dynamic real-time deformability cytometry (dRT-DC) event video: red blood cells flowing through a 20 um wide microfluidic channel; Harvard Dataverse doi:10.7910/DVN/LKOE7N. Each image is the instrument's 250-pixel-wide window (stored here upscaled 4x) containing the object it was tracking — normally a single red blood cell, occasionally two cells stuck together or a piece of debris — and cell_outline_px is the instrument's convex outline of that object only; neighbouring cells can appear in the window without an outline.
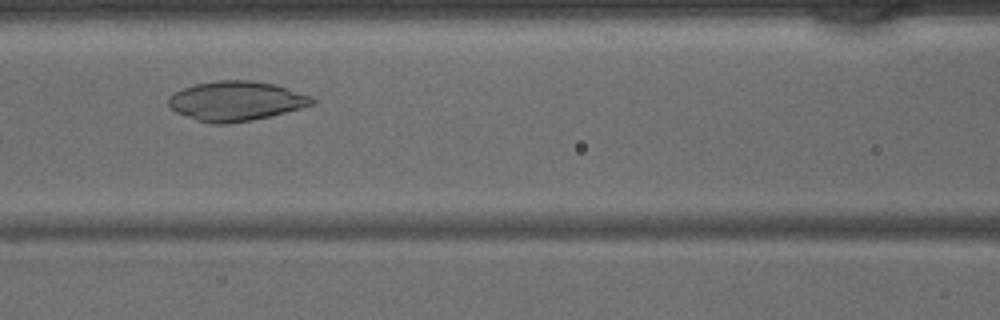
{"species": "common noctule bat (a hibernating species)", "species_latin": "Nyctalus noctula", "temperature_condition": "warm", "stored_images_in_passage": 36, "camera_frame_rate_fps": 3000, "um_per_image_px": 0.085, "animal": {"sex": "male", "body_mass_g": 15.6}, "frame": {"image": 1, "passage_image": 12, "time_ms": 3.667, "image_size_px": [1000, 320], "cell_outline_px": [[316, 104], [268, 116], [228, 124], [212, 124], [196, 120], [176, 112], [168, 104], [168, 96], [184, 88], [196, 84], [216, 80], [252, 80], [272, 84], [312, 96], [316, 100]], "centroid_in_image_um": [20.05, 8.58], "position_along_channel_um": 146.6, "area_um2": 32.83}}
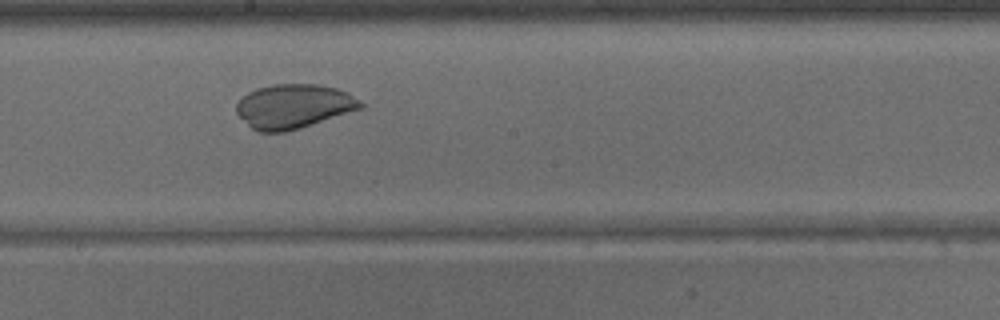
{"frame": {"image": 2, "passage_image": 17, "time_ms": 5.333, "image_size_px": [1000, 320], "cell_outline_px": [[364, 108], [300, 128], [284, 132], [260, 132], [252, 128], [236, 112], [236, 104], [248, 92], [256, 88], [272, 84], [316, 84], [336, 88], [348, 92], [360, 100], [364, 104]], "centroid_in_image_um": [24.99, 9.03], "position_along_channel_um": 223.2, "area_um2": 32.02}}
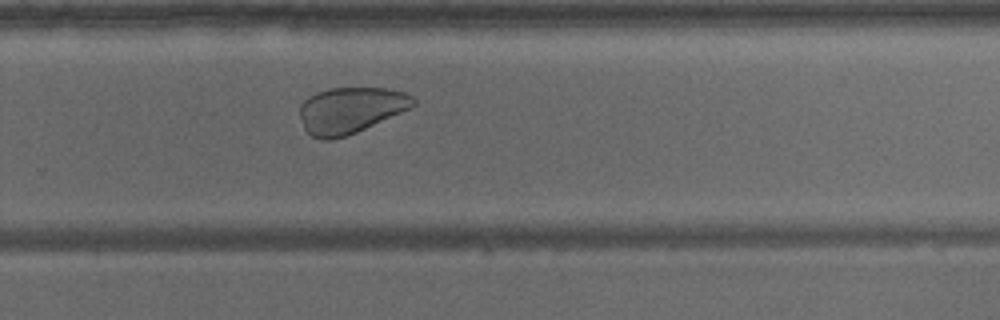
{"frame": {"image": 3, "passage_image": 22, "time_ms": 7.0, "image_size_px": [1000, 320], "cell_outline_px": [[416, 104], [412, 108], [356, 132], [332, 140], [320, 140], [312, 136], [304, 128], [300, 116], [300, 104], [308, 96], [316, 92], [328, 88], [384, 88], [404, 92], [412, 96], [416, 100]], "centroid_in_image_um": [29.79, 9.36], "position_along_channel_um": 300.0, "area_um2": 30.58}}